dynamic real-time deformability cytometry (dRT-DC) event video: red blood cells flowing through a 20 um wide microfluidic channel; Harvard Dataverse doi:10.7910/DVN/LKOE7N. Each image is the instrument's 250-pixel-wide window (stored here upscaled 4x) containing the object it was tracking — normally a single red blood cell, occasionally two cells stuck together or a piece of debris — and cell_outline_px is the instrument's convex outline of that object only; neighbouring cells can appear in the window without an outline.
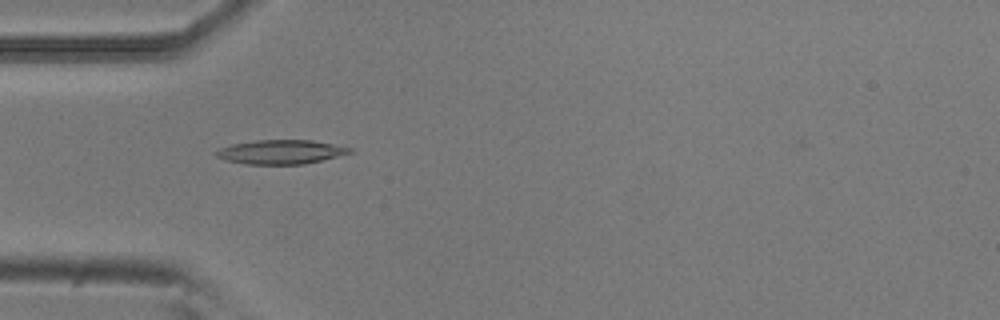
{"species": "common noctule bat (a hibernating species)", "species_latin": "Nyctalus noctula", "temperature_condition": "room temperature", "stored_images_in_passage": 47, "camera_frame_rate_fps": 3000, "um_per_image_px": 0.085, "animal": {"sex": "male", "body_mass_g": 20.5, "forearm_length_mm": 52.5}, "frame": {"image": 1, "passage_image": 10, "time_ms": 3.0, "image_size_px": [1000, 320], "cell_outline_px": [[352, 152], [304, 164], [244, 164], [228, 160], [216, 156], [212, 152], [220, 148], [232, 144], [256, 140], [312, 140], [352, 148]], "centroid_in_image_um": [23.82, 12.91], "position_along_channel_um": 61.2, "area_um2": 18.55}}
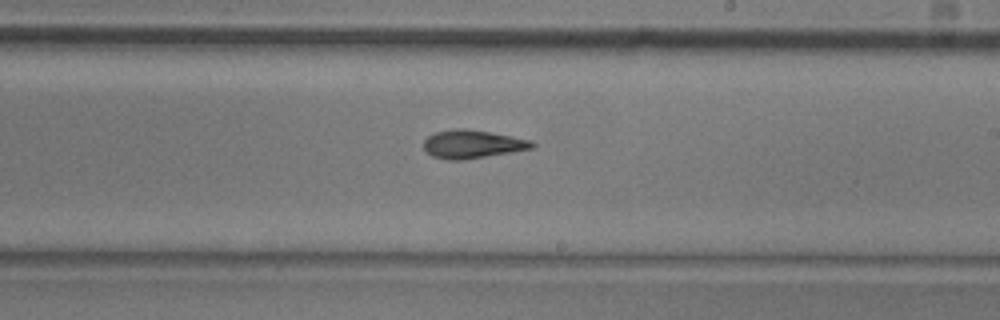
{"frame": {"image": 2, "passage_image": 25, "time_ms": 8.0, "image_size_px": [1000, 320], "cell_outline_px": [[536, 144], [532, 148], [512, 152], [460, 160], [448, 160], [432, 156], [424, 148], [424, 140], [428, 136], [436, 132], [456, 128], [464, 128], [512, 136], [532, 140]], "centroid_in_image_um": [40.16, 12.25], "position_along_channel_um": 248.8, "area_um2": 17.69}}
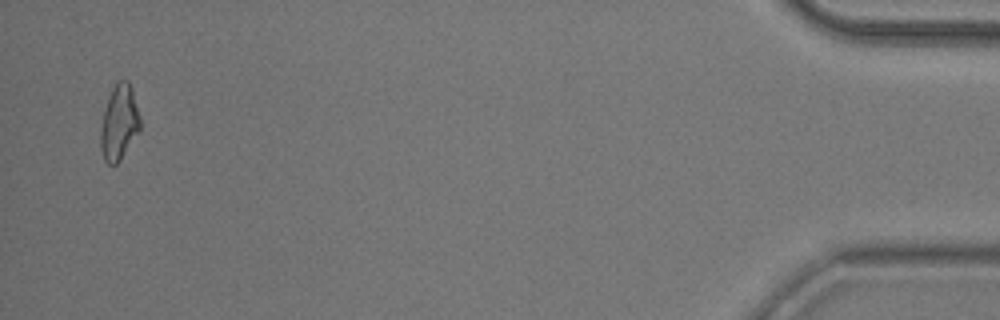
{"frame": {"image": 3, "passage_image": 46, "time_ms": 15.0, "image_size_px": [1000, 320], "cell_outline_px": [[140, 128], [120, 160], [116, 164], [108, 164], [104, 160], [100, 148], [100, 132], [104, 112], [112, 88], [120, 80], [128, 80], [132, 88], [140, 116]], "centroid_in_image_um": [10.13, 10.42], "position_along_channel_um": 425.1, "area_um2": 16.99}, "authors_computed_cell_mechanics": {"area_um2": 17.5134, "velocity_mm_per_s": 3.7703, "shape_relaxation_time_tau1_ms": 11.1598, "shape_relaxation_time_tau2_ms": 6.229, "deformation_change_tau1": 0.2764, "deformation_change_tau2": 0.1541}}